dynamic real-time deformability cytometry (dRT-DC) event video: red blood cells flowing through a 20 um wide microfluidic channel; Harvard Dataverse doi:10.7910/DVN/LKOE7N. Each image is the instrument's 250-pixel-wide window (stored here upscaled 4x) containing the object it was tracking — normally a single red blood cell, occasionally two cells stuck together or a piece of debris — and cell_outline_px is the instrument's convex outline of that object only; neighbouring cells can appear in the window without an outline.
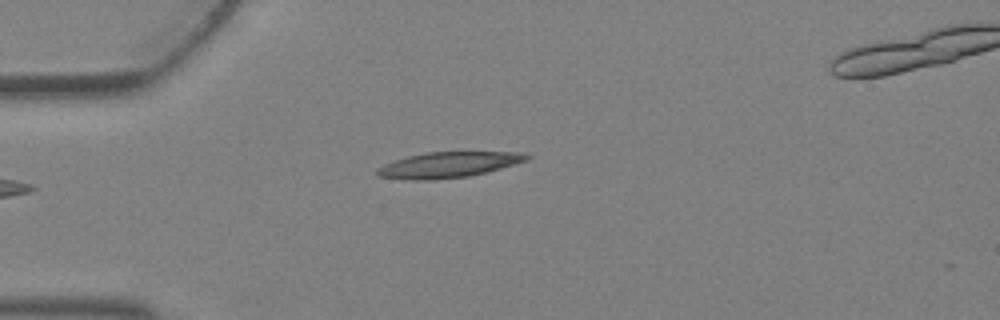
{"species": "Egyptian fruit bat (a non-hibernating species)", "species_latin": "Rousettus aegyptiacus", "temperature_condition": "warm", "stored_images_in_passage": 4, "camera_frame_rate_fps": 3000, "um_per_image_px": 0.085, "animal": {"sex": "female"}, "frame": {"image": 1, "passage_image": 4, "time_ms": 1.0, "image_size_px": [1000, 320], "cell_outline_px": [[532, 156], [528, 160], [500, 168], [468, 176], [432, 180], [408, 180], [376, 176], [376, 168], [384, 164], [408, 156], [424, 152], [524, 152]], "centroid_in_image_um": [38.08, 14.0], "position_along_channel_um": 46.9, "area_um2": 22.31}}